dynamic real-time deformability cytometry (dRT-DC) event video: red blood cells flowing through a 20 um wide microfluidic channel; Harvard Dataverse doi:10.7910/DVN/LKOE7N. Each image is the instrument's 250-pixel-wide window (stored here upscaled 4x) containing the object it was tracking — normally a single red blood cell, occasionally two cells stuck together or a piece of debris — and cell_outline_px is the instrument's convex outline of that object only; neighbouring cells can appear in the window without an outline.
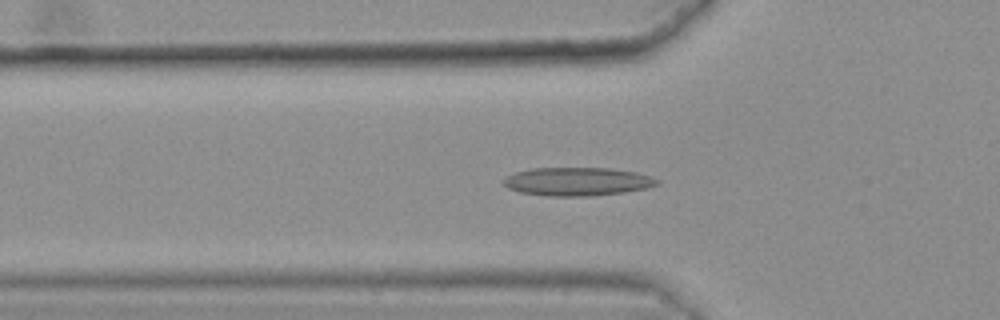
{"species": "common noctule bat (a hibernating species)", "species_latin": "Nyctalus noctula", "temperature_condition": "warm", "stored_images_in_passage": 47, "camera_frame_rate_fps": 3000, "um_per_image_px": 0.085, "animal": {"sex": "female", "body_mass_g": 25.1}, "frame": {"image": 1, "passage_image": 19, "time_ms": 6.0, "image_size_px": [1000, 320], "cell_outline_px": [[660, 184], [648, 188], [624, 192], [588, 196], [548, 196], [520, 192], [508, 188], [500, 180], [516, 172], [532, 168], [612, 168], [636, 172], [652, 176], [660, 180]], "centroid_in_image_um": [49.11, 15.43], "position_along_channel_um": 76.7, "area_um2": 25.55}}
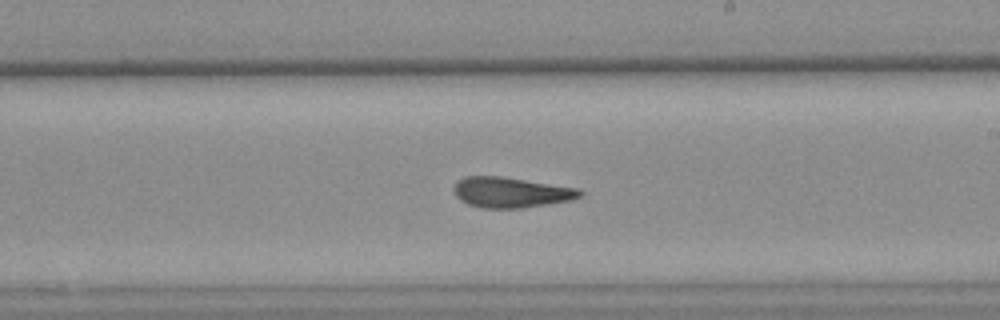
{"frame": {"image": 2, "passage_image": 33, "time_ms": 10.667, "image_size_px": [1000, 320], "cell_outline_px": [[584, 192], [580, 196], [568, 200], [520, 208], [480, 208], [468, 204], [460, 200], [456, 196], [452, 188], [464, 176], [504, 176], [580, 188]], "centroid_in_image_um": [43.41, 16.34], "position_along_channel_um": 245.6, "area_um2": 22.37}}
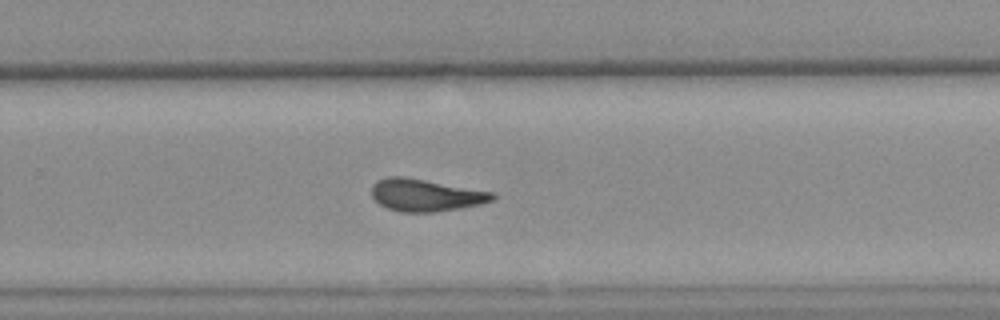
{"frame": {"image": 3, "passage_image": 37, "time_ms": 12.0, "image_size_px": [1000, 320], "cell_outline_px": [[496, 200], [480, 204], [460, 208], [436, 212], [400, 212], [388, 208], [380, 204], [372, 196], [372, 184], [376, 180], [388, 176], [404, 176], [492, 192], [496, 196]], "centroid_in_image_um": [36.17, 16.58], "position_along_channel_um": 293.6, "area_um2": 22.72}, "authors_computed_cell_mechanics": {"area_um2": 23.1778, "velocity_mm_per_s": 3.6146, "shape_relaxation_time_tau1_ms": null, "shape_relaxation_time_tau2_ms": 3.1039, "deformation_change_tau1": null, "deformation_change_tau2": 0.1164}}